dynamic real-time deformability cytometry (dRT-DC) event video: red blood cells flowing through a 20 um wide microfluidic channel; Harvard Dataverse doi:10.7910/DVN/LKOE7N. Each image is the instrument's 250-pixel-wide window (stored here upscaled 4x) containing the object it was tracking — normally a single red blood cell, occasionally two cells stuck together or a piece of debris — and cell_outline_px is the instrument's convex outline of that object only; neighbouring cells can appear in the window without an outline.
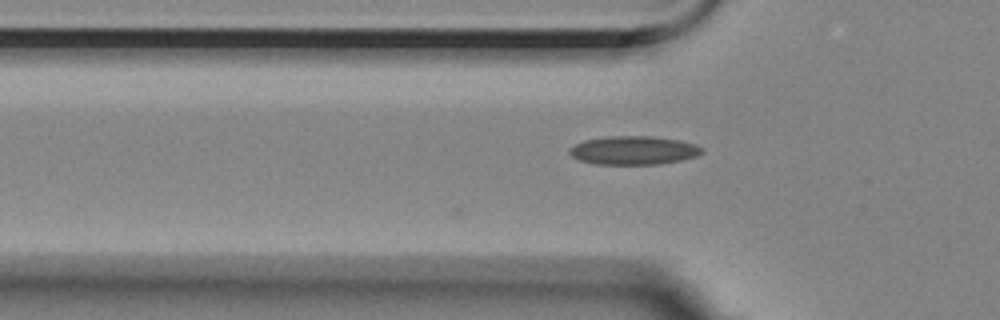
{"species": "Egyptian fruit bat (a non-hibernating species)", "species_latin": "Rousettus aegyptiacus", "temperature_condition": "room temperature", "stored_images_in_passage": 2, "camera_frame_rate_fps": 3000, "um_per_image_px": 0.085, "animal": {"sex": "female"}, "frame": {"image": 1, "passage_image": 2, "time_ms": 0.333, "image_size_px": [1000, 320], "cell_outline_px": [[704, 152], [696, 156], [680, 160], [660, 164], [596, 164], [580, 160], [572, 156], [568, 152], [576, 144], [584, 140], [608, 136], [652, 136], [680, 140], [696, 144], [704, 148]], "centroid_in_image_um": [53.9, 12.77], "position_along_channel_um": 71.9, "area_um2": 22.02}}